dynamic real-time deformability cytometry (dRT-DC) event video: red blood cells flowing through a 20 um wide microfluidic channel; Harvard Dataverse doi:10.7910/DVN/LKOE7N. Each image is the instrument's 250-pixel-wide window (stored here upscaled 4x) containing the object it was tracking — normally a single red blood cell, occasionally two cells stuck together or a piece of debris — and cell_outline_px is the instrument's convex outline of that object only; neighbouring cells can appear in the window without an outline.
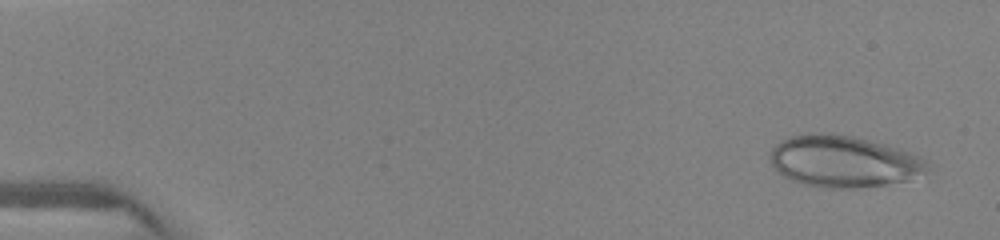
{"species": "human", "species_latin": "Homo sapiens", "temperature_condition": "warm", "stored_images_in_passage": 6, "camera_frame_rate_fps": 3000, "um_per_image_px": 0.085, "donor": {"sex": "female"}, "frame": {"image": 1, "passage_image": 1, "time_ms": 0.0, "image_size_px": [1000, 240], "cell_outline_px": [[928, 168], [924, 172], [908, 180], [884, 184], [856, 188], [824, 188], [804, 184], [792, 180], [776, 172], [768, 156], [772, 148], [776, 144], [792, 136], [808, 132], [832, 132], [852, 136], [888, 144], [900, 148], [920, 156], [928, 160]], "centroid_in_image_um": [71.69, 13.7], "position_along_channel_um": 13.3, "area_um2": 47.69}}